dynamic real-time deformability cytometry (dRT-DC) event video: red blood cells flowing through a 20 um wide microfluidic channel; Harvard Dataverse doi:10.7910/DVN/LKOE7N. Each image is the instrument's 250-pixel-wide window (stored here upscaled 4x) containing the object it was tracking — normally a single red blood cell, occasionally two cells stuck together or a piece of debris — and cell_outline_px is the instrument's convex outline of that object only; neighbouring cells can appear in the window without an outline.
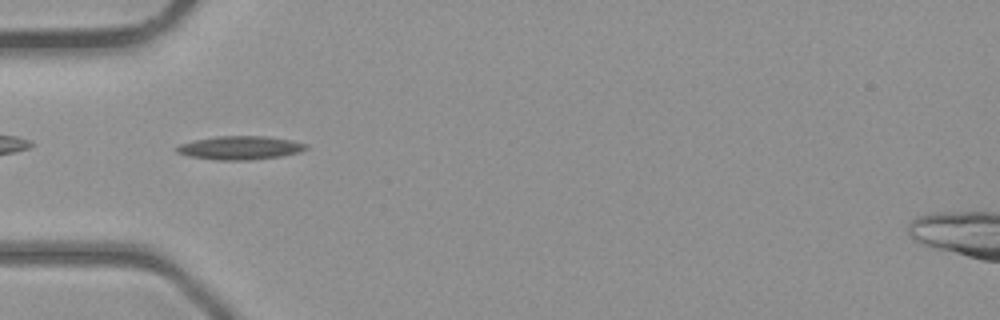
{"species": "common noctule bat (a hibernating species)", "species_latin": "Nyctalus noctula", "temperature_condition": "room temperature", "stored_images_in_passage": 6, "camera_frame_rate_fps": 3000, "um_per_image_px": 0.085, "animal": {"sex": "male", "body_mass_g": 23.1, "forearm_length_mm": 52.7}, "frame": {"image": 1, "passage_image": 5, "time_ms": 5.667, "image_size_px": [1000, 320], "cell_outline_px": [[308, 148], [300, 152], [280, 156], [248, 160], [216, 160], [192, 156], [176, 152], [176, 148], [180, 144], [192, 140], [216, 136], [264, 136], [292, 140], [308, 144]], "centroid_in_image_um": [20.42, 12.55], "position_along_channel_um": 64.6, "area_um2": 17.69}}
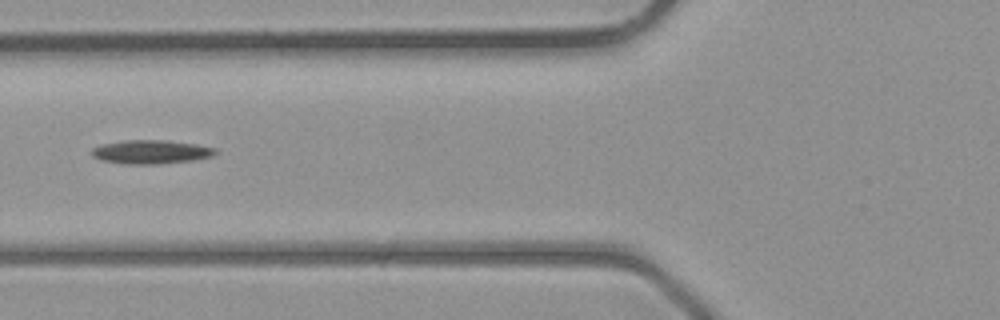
{"frame": {"image": 2, "passage_image": 6, "time_ms": 6.667, "image_size_px": [1000, 320], "cell_outline_px": [[216, 152], [212, 156], [192, 160], [160, 164], [124, 164], [100, 160], [92, 156], [92, 148], [100, 144], [124, 140], [164, 140], [196, 144], [216, 148]], "centroid_in_image_um": [12.79, 12.91], "position_along_channel_um": 113.0, "area_um2": 17.17}}